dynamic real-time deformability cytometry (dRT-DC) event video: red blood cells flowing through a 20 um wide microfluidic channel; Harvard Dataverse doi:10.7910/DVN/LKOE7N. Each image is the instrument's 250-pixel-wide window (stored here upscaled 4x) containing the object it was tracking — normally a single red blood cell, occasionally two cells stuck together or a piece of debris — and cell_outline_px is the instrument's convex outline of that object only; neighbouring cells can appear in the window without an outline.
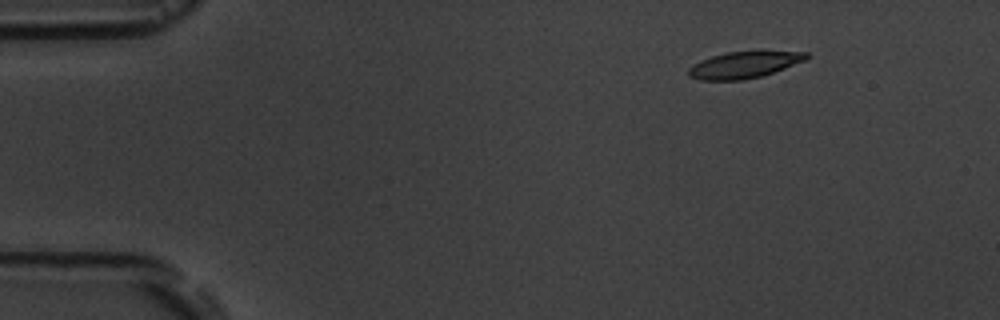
{"species": "common noctule bat (a hibernating species)", "species_latin": "Nyctalus noctula", "temperature_condition": "room temperature", "stored_images_in_passage": 6, "segment_of_instrument_passage": [2, 2], "camera_frame_rate_fps": 3000, "um_per_image_px": 0.085, "animal": {"sex": "male", "body_mass_g": 19.5, "forearm_length_mm": 54.6}, "frame": {"image": 1, "passage_image": 6, "time_ms": 6.667, "image_size_px": [1000, 320], "cell_outline_px": [[812, 56], [804, 60], [784, 68], [760, 76], [740, 80], [700, 80], [688, 76], [688, 68], [700, 60], [712, 56], [728, 52], [756, 48], [808, 52]], "centroid_in_image_um": [63.3, 5.44], "position_along_channel_um": 21.7, "area_um2": 18.96}}